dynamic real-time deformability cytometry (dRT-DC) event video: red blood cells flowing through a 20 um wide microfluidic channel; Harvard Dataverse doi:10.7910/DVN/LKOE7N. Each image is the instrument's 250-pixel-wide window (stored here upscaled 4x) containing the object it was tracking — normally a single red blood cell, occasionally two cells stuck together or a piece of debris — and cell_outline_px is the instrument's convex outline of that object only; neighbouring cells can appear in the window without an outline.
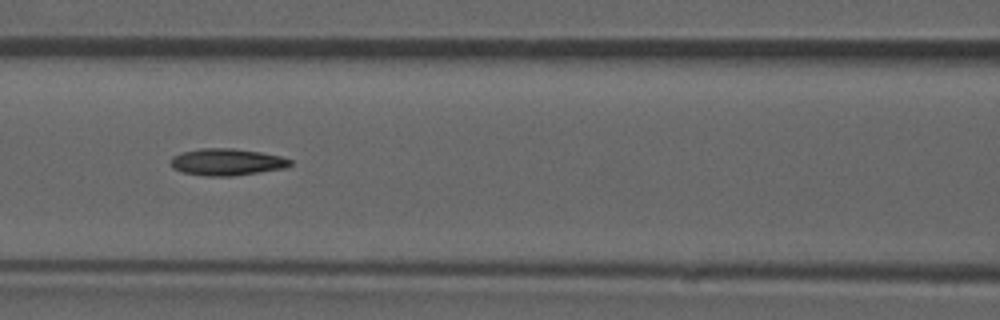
{"species": "common noctule bat (a hibernating species)", "species_latin": "Nyctalus noctula", "temperature_condition": "room temperature", "stored_images_in_passage": 52, "camera_frame_rate_fps": 3000, "um_per_image_px": 0.085, "animal": {"sex": "male", "forearm_length_mm": 52.5}, "frame": {"image": 1, "passage_image": 23, "time_ms": 7.333, "image_size_px": [1000, 320], "cell_outline_px": [[292, 164], [288, 168], [232, 176], [204, 176], [180, 172], [172, 168], [172, 156], [180, 152], [200, 148], [232, 148], [260, 152], [280, 156], [292, 160]], "centroid_in_image_um": [19.28, 13.77], "position_along_channel_um": 147.3, "area_um2": 18.9}, "authors_computed_cell_mechanics": {"area_um2": 18.2937, "velocity_mm_per_s": 3.917, "shape_relaxation_time_tau1_ms": null, "shape_relaxation_time_tau2_ms": 5.2182, "deformation_change_tau1": null, "deformation_change_tau2": 0.1407}}